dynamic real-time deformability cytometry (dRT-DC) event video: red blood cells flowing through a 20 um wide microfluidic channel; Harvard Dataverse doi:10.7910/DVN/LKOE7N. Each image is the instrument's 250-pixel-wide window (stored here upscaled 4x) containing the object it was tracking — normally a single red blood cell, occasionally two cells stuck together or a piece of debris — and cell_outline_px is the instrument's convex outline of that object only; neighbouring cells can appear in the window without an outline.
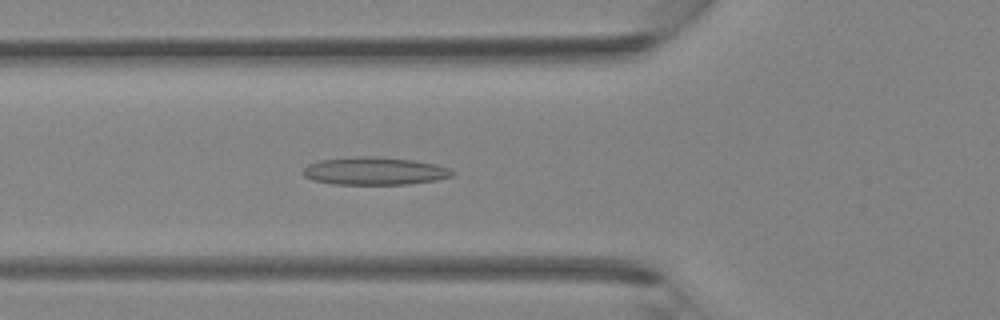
{"species": "Egyptian fruit bat (a non-hibernating species)", "species_latin": "Rousettus aegyptiacus", "temperature_condition": "room temperature", "stored_images_in_passage": 36, "camera_frame_rate_fps": 3000, "um_per_image_px": 0.085, "animal": {"sex": "female"}, "frame": {"image": 1, "passage_image": 13, "time_ms": 4.0, "image_size_px": [1000, 320], "cell_outline_px": [[456, 172], [452, 176], [436, 180], [408, 184], [332, 184], [312, 180], [304, 176], [304, 168], [308, 164], [320, 160], [352, 156], [368, 156], [412, 160], [436, 164], [448, 168]], "centroid_in_image_um": [31.83, 14.54], "position_along_channel_um": 94.0, "area_um2": 24.1}}
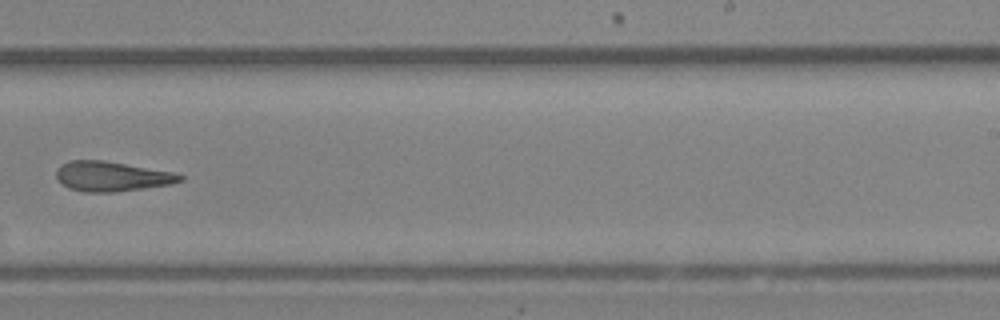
{"frame": {"image": 2, "passage_image": 24, "time_ms": 7.667, "image_size_px": [1000, 320], "cell_outline_px": [[184, 180], [172, 184], [116, 192], [84, 192], [68, 188], [56, 176], [56, 168], [60, 164], [68, 160], [104, 160], [172, 172], [184, 176]], "centroid_in_image_um": [9.48, 14.99], "position_along_channel_um": 279.5, "area_um2": 21.56}}
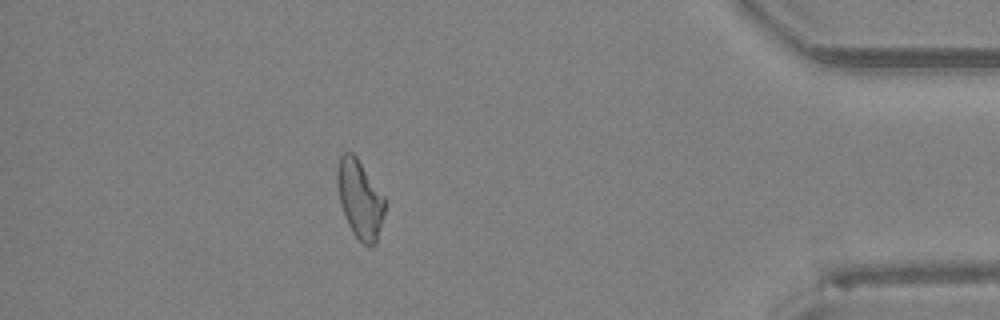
{"frame": {"image": 3, "passage_image": 34, "time_ms": 11.0, "image_size_px": [1000, 320], "cell_outline_px": [[384, 212], [376, 244], [372, 248], [368, 248], [352, 232], [344, 216], [340, 204], [336, 180], [336, 168], [340, 156], [344, 152], [352, 152], [356, 156], [384, 196]], "centroid_in_image_um": [30.56, 16.93], "position_along_channel_um": 404.6, "area_um2": 21.79}}